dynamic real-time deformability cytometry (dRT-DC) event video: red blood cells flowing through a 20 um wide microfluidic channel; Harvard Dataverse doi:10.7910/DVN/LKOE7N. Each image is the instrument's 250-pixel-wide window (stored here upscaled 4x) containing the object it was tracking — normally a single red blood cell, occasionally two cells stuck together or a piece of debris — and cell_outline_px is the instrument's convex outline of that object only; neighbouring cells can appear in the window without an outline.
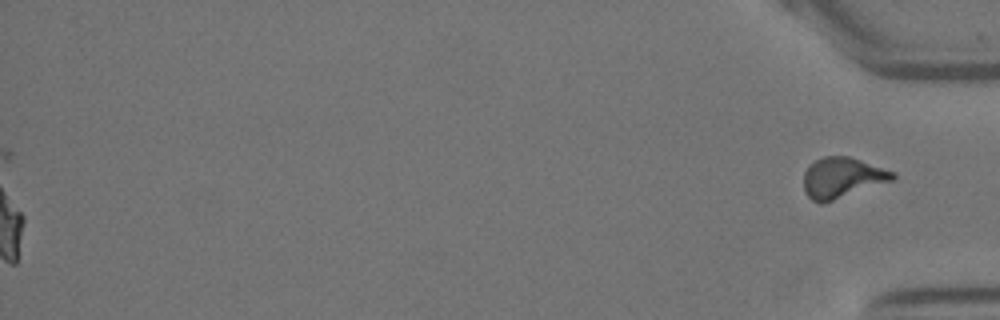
{"species": "Egyptian fruit bat (a non-hibernating species)", "species_latin": "Rousettus aegyptiacus", "temperature_condition": "warm", "stored_images_in_passage": 57, "segment_of_instrument_passage": [2, 2], "camera_frame_rate_fps": 3000, "um_per_image_px": 0.085, "animal": {"sex": "female"}, "frame": {"image": 1, "passage_image": 57, "time_ms": 18.667, "image_size_px": [1000, 320], "cell_outline_px": [[896, 176], [892, 180], [824, 204], [820, 204], [812, 200], [804, 192], [804, 172], [816, 160], [824, 156], [848, 156], [896, 172]], "centroid_in_image_um": [71.57, 15.12], "position_along_channel_um": 363.6, "area_um2": 20.92}}